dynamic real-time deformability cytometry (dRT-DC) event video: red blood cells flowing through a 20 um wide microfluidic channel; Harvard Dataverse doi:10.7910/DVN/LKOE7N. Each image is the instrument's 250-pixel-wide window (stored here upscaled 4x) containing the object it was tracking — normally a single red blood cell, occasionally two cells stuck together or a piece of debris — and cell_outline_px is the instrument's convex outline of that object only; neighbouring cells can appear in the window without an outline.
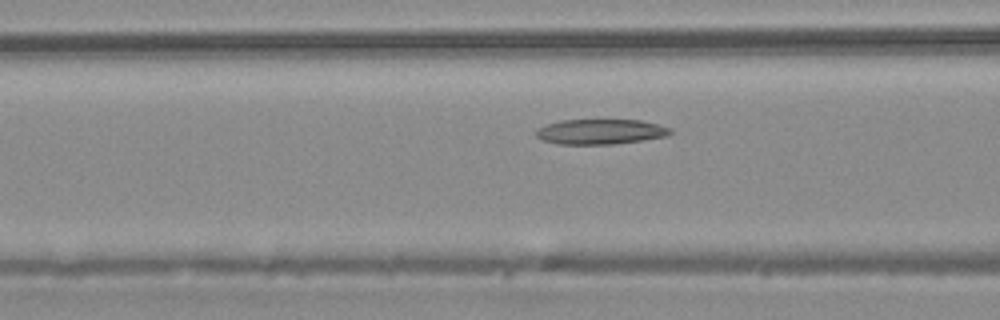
{"species": "common noctule bat (a hibernating species)", "species_latin": "Nyctalus noctula", "temperature_condition": "warm", "stored_images_in_passage": 9, "camera_frame_rate_fps": 3000, "um_per_image_px": 0.085, "animal": {"sex": "male", "body_mass_g": 20.4}, "frame": {"image": 1, "passage_image": 4, "time_ms": 1.0, "image_size_px": [1000, 320], "cell_outline_px": [[672, 132], [668, 136], [644, 140], [612, 144], [556, 144], [544, 140], [536, 136], [536, 128], [560, 120], [640, 120], [660, 124], [672, 128]], "centroid_in_image_um": [51.08, 11.19], "position_along_channel_um": 115.5, "area_um2": 19.77}}
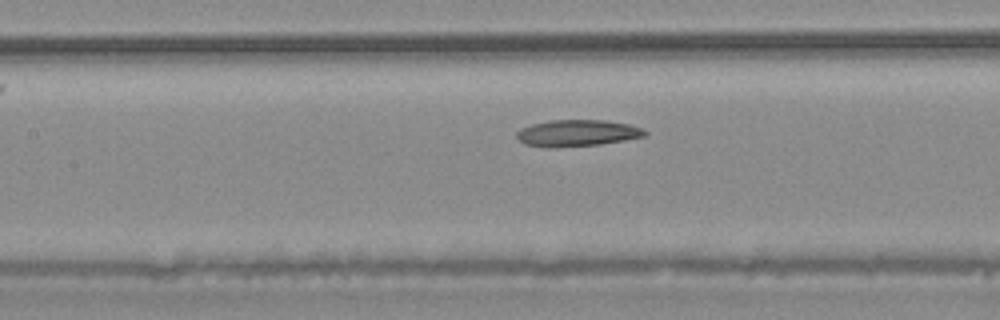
{"frame": {"image": 2, "passage_image": 7, "time_ms": 2.0, "image_size_px": [1000, 320], "cell_outline_px": [[648, 136], [600, 144], [548, 148], [544, 148], [524, 144], [516, 136], [516, 132], [520, 128], [532, 124], [552, 120], [604, 120], [628, 124], [640, 128], [648, 132]], "centroid_in_image_um": [49.04, 11.32], "position_along_channel_um": 158.4, "area_um2": 19.88}}